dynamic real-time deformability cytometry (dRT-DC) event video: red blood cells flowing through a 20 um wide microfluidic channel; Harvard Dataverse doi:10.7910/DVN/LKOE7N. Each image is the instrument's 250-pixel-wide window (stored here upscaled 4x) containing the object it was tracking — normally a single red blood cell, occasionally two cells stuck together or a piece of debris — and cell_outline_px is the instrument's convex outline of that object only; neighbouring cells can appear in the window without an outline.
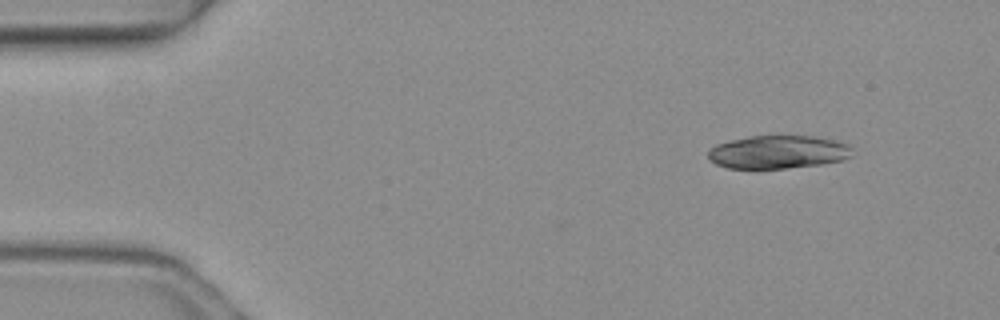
{"species": "common noctule bat (a hibernating species)", "species_latin": "Nyctalus noctula", "temperature_condition": "warm", "stored_images_in_passage": 4, "camera_frame_rate_fps": 3000, "um_per_image_px": 0.085, "animal": {"sex": "female", "body_mass_g": 19.3, "forearm_length_mm": 54.1}, "frame": {"image": 1, "passage_image": 1, "time_ms": 0.0, "image_size_px": [1000, 320], "cell_outline_px": [[852, 156], [844, 160], [820, 164], [784, 168], [728, 168], [716, 164], [708, 156], [708, 148], [716, 144], [728, 140], [748, 136], [816, 136], [836, 140], [848, 144], [852, 148]], "centroid_in_image_um": [66.14, 12.91], "position_along_channel_um": 18.9, "area_um2": 28.03}}
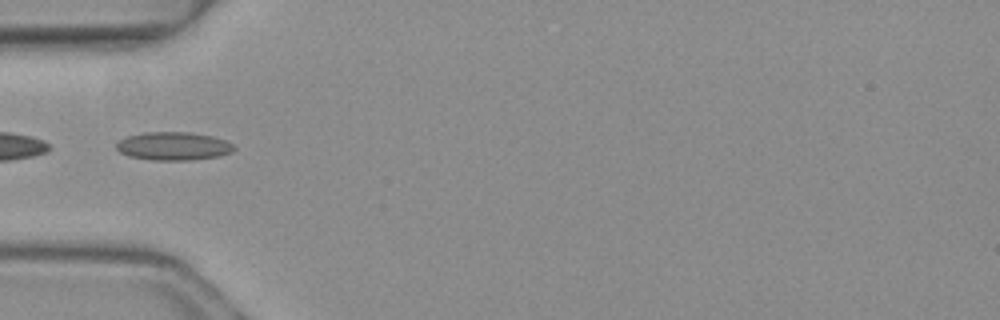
{"frame": {"image": 2, "passage_image": 4, "time_ms": 1.0, "image_size_px": [1000, 320], "cell_outline_px": [[236, 148], [232, 152], [220, 156], [192, 160], [152, 160], [128, 156], [120, 152], [116, 148], [116, 144], [120, 140], [128, 136], [144, 132], [188, 132], [212, 136], [224, 140], [232, 144]], "centroid_in_image_um": [14.74, 12.42], "position_along_channel_um": 70.3, "area_um2": 19.36}}